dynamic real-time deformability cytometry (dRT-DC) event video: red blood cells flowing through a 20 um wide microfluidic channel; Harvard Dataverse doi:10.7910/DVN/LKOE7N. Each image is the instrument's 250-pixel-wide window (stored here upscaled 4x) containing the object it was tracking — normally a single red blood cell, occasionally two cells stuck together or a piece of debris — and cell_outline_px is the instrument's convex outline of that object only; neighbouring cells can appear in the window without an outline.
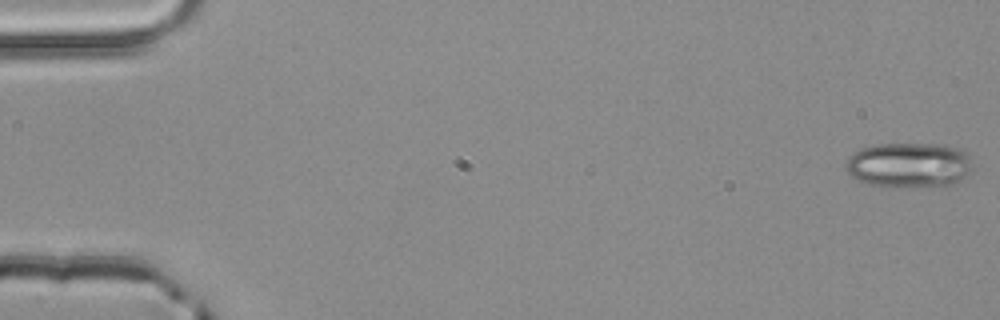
{"species": "common noctule bat (a hibernating species)", "species_latin": "Nyctalus noctula", "temperature_condition": "room temperature", "stored_images_in_passage": 53, "camera_frame_rate_fps": 3000, "um_per_image_px": 0.085, "animal": {"sex": "male", "body_mass_g": 20.4}, "frame": {"image": 1, "passage_image": 1, "time_ms": 0.0, "image_size_px": [1000, 320], "cell_outline_px": [[972, 168], [964, 176], [952, 184], [868, 184], [852, 176], [844, 168], [844, 164], [860, 148], [876, 144], [944, 144], [956, 148], [964, 152], [968, 156], [972, 164]], "centroid_in_image_um": [77.24, 13.96], "position_along_channel_um": 7.8, "area_um2": 31.91}}
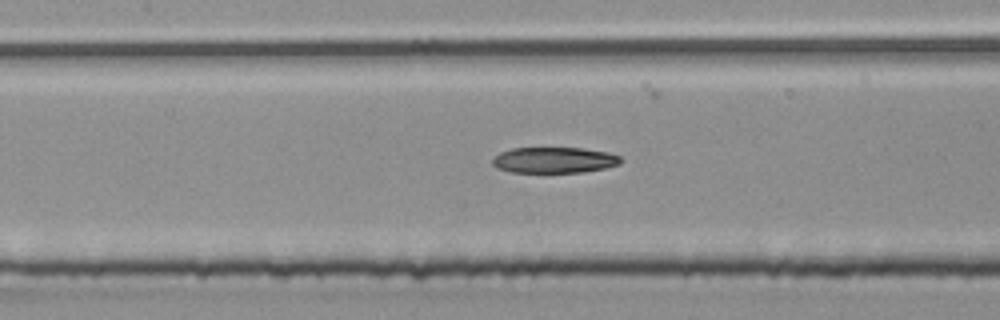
{"frame": {"image": 2, "passage_image": 25, "time_ms": 8.0, "image_size_px": [1000, 320], "cell_outline_px": [[624, 160], [620, 164], [604, 168], [584, 172], [512, 172], [496, 168], [492, 164], [492, 160], [500, 152], [512, 148], [584, 148], [608, 152], [620, 156]], "centroid_in_image_um": [47.13, 13.6], "position_along_channel_um": 160.3, "area_um2": 19.42}}
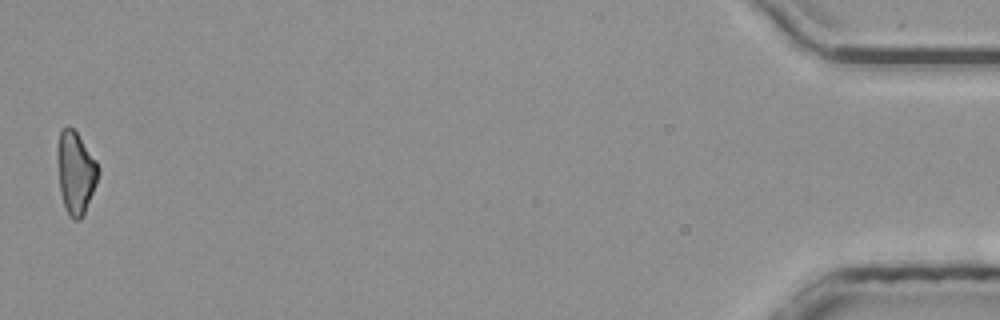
{"frame": {"image": 3, "passage_image": 53, "time_ms": 17.333, "image_size_px": [1000, 320], "cell_outline_px": [[100, 172], [96, 184], [84, 216], [80, 220], [72, 220], [68, 216], [60, 192], [56, 156], [56, 144], [60, 132], [68, 124], [76, 132], [96, 160], [100, 168]], "centroid_in_image_um": [6.42, 14.68], "position_along_channel_um": 428.8, "area_um2": 20.0}}